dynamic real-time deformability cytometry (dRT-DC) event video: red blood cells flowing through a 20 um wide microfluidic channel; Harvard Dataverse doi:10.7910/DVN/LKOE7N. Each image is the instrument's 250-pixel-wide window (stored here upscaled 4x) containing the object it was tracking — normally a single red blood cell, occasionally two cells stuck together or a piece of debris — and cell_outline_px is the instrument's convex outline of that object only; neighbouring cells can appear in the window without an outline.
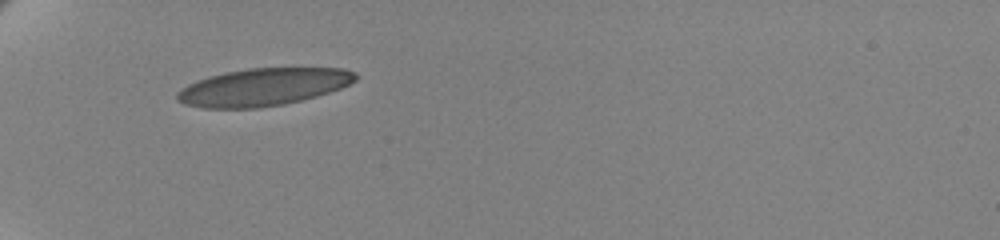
{"species": "human", "species_latin": "Homo sapiens", "temperature_condition": "cold", "stored_images_in_passage": 29, "camera_frame_rate_fps": 3000, "um_per_image_px": 0.085, "donor": {"sex": "female"}, "frame": {"image": 1, "passage_image": 1, "time_ms": 0.0, "image_size_px": [1000, 240], "cell_outline_px": [[360, 76], [356, 80], [340, 88], [316, 96], [284, 104], [260, 108], [204, 108], [184, 104], [176, 100], [176, 92], [180, 88], [188, 84], [208, 76], [224, 72], [248, 68], [344, 68], [356, 72]], "centroid_in_image_um": [22.35, 7.39], "position_along_channel_um": 62.6, "area_um2": 39.13}}
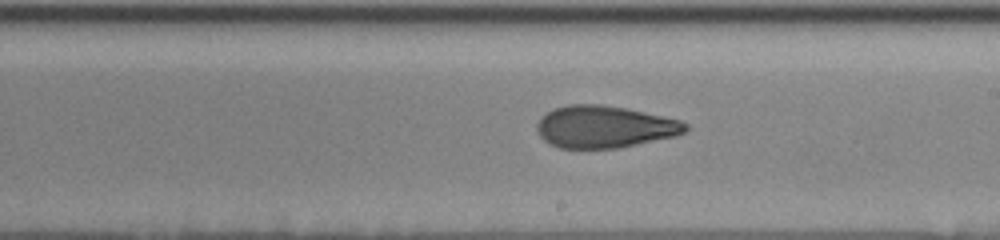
{"frame": {"image": 2, "passage_image": 13, "time_ms": 4.0, "image_size_px": [1000, 240], "cell_outline_px": [[688, 128], [684, 132], [676, 136], [620, 148], [560, 148], [548, 144], [540, 136], [536, 128], [536, 124], [540, 116], [556, 108], [568, 104], [600, 104], [624, 108], [680, 120], [688, 124]], "centroid_in_image_um": [51.36, 10.79], "position_along_channel_um": 237.6, "area_um2": 36.47}}
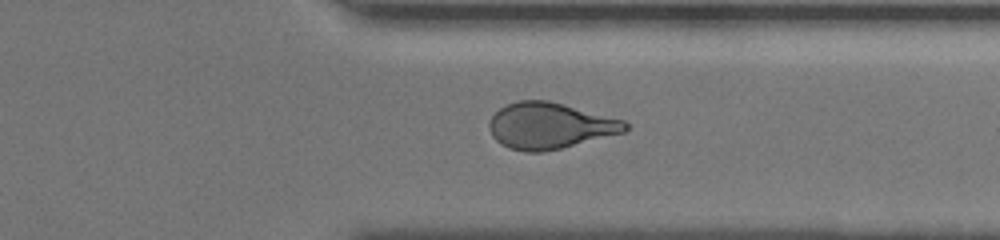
{"frame": {"image": 3, "passage_image": 24, "time_ms": 7.667, "image_size_px": [1000, 240], "cell_outline_px": [[628, 128], [624, 132], [544, 152], [528, 152], [508, 148], [496, 140], [492, 136], [488, 128], [488, 124], [492, 116], [500, 108], [508, 104], [520, 100], [548, 100], [624, 120], [628, 124]], "centroid_in_image_um": [46.7, 10.69], "position_along_channel_um": 364.7, "area_um2": 36.3}}